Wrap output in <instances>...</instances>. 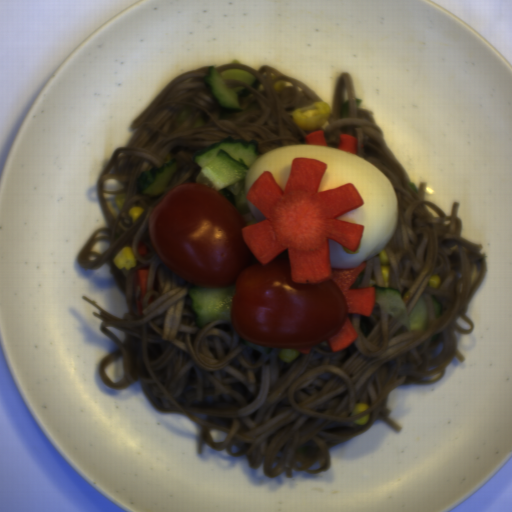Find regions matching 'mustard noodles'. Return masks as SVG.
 I'll return each mask as SVG.
<instances>
[{
	"instance_id": "1",
	"label": "mustard noodles",
	"mask_w": 512,
	"mask_h": 512,
	"mask_svg": "<svg viewBox=\"0 0 512 512\" xmlns=\"http://www.w3.org/2000/svg\"><path fill=\"white\" fill-rule=\"evenodd\" d=\"M210 67L221 71L248 70L261 80L260 89L239 80L242 111H225L214 104L202 79ZM277 81L286 87L277 93ZM349 101V117L340 110ZM355 83L346 71L333 85L331 116L322 131L325 143L338 148L341 134L356 137L357 154L391 181L398 200V220L385 247L389 257L388 287L396 289L410 315L422 297L427 314L424 331H409L376 301L370 316L348 312L357 340L332 352L328 340L310 353L285 362L273 347L246 340L232 323L213 321L200 327L191 310L190 281L176 273L149 238L150 216L167 195L148 198L138 192L137 179L176 158L179 170L171 190L191 181L201 166L196 152L225 138L257 140L264 154L279 147L305 144L317 130L300 129L292 111L324 102L311 88L271 66L258 70L233 60L220 66H200L174 77L132 121L137 129L126 147H118L97 178L96 197L105 226L98 227L78 250L82 270L97 271L103 263L124 294L127 313L118 317L83 296L99 313V329L116 350L102 357L98 378L106 388L126 389L140 380L148 401L160 412H179L198 428L196 453L204 444L232 457L245 456L250 467L273 479L293 471L318 474L331 467L329 448L369 430L383 419L398 433L401 426L388 415L389 393L399 385L433 384L443 378L454 358L464 362L454 331L474 330L466 315L471 298L485 280L487 256L483 244L461 236L459 202L447 215L426 200L427 185L416 191L404 166L387 147L373 111L363 110ZM127 193L115 218L106 201ZM143 207L134 221L127 210ZM145 245L148 254L140 255ZM131 246L137 266L119 269L112 262ZM150 272L139 315L140 288L134 274ZM441 285L430 288L429 277ZM432 297L441 304L435 320ZM370 405L351 416L354 404ZM366 424H353L369 414Z\"/></svg>"
},
{
	"instance_id": "2",
	"label": "mustard noodles",
	"mask_w": 512,
	"mask_h": 512,
	"mask_svg": "<svg viewBox=\"0 0 512 512\" xmlns=\"http://www.w3.org/2000/svg\"><path fill=\"white\" fill-rule=\"evenodd\" d=\"M373 285L385 288L383 273L381 268L380 254L369 259L360 274L356 277L353 285L349 289H359L363 287H373Z\"/></svg>"
},
{
	"instance_id": "3",
	"label": "mustard noodles",
	"mask_w": 512,
	"mask_h": 512,
	"mask_svg": "<svg viewBox=\"0 0 512 512\" xmlns=\"http://www.w3.org/2000/svg\"><path fill=\"white\" fill-rule=\"evenodd\" d=\"M273 261H288L289 262L288 249L285 251H282V253L278 257H276Z\"/></svg>"
}]
</instances>
